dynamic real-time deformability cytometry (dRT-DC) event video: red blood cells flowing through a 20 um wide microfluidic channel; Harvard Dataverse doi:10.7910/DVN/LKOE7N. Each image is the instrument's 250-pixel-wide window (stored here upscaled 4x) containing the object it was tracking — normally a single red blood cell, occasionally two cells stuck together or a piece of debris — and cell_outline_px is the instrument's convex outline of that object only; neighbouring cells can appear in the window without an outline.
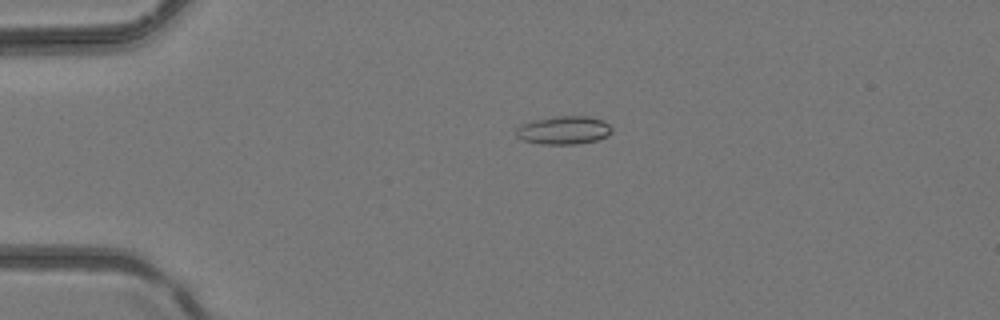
{"species": "common noctule bat (a hibernating species)", "species_latin": "Nyctalus noctula", "temperature_condition": "room temperature", "stored_images_in_passage": 43, "camera_frame_rate_fps": 3000, "um_per_image_px": 0.085, "animal": {"sex": "female", "body_mass_g": 24.6, "forearm_length_mm": 56.2}, "frame": {"image": 1, "passage_image": 10, "time_ms": 3.0, "image_size_px": [1000, 320], "cell_outline_px": [[612, 132], [608, 136], [596, 140], [576, 144], [540, 144], [520, 140], [516, 136], [516, 128], [520, 124], [552, 116], [592, 116], [604, 120], [612, 128]], "centroid_in_image_um": [47.92, 11.06], "position_along_channel_um": 37.1, "area_um2": 16.01}}
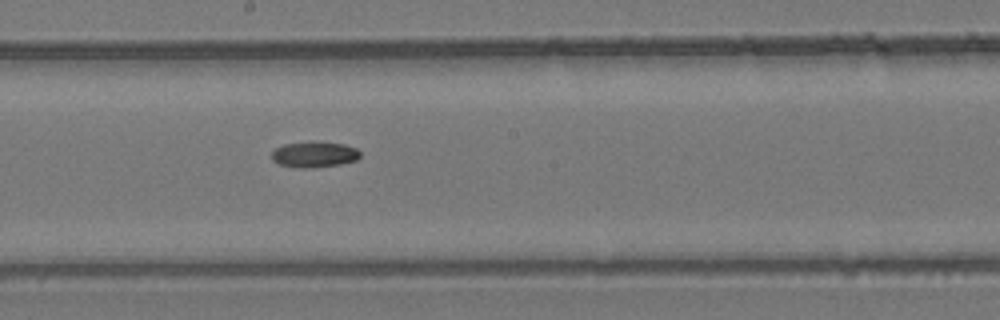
{"frame": {"image": 2, "passage_image": 24, "time_ms": 7.667, "image_size_px": [1000, 320], "cell_outline_px": [[360, 156], [356, 160], [340, 164], [312, 168], [300, 168], [280, 164], [272, 160], [272, 152], [276, 148], [284, 144], [316, 140], [344, 144], [356, 148], [360, 152]], "centroid_in_image_um": [26.72, 13.11], "position_along_channel_um": 221.5, "area_um2": 13.47}}
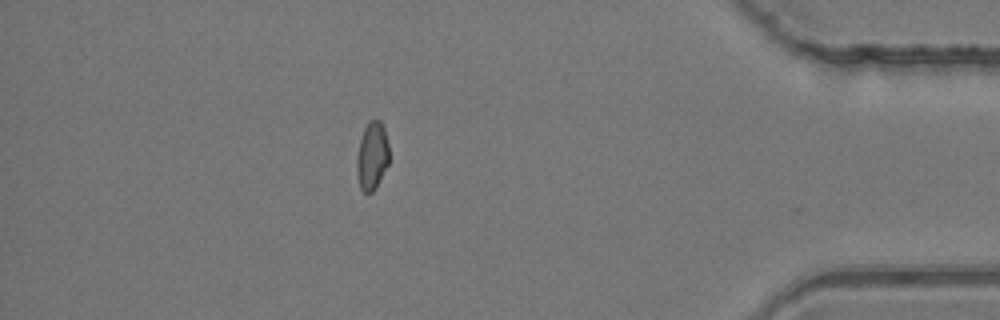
{"frame": {"image": 3, "passage_image": 38, "time_ms": 12.333, "image_size_px": [1000, 320], "cell_outline_px": [[388, 164], [372, 192], [364, 192], [360, 188], [356, 172], [356, 156], [360, 140], [364, 128], [368, 120], [380, 120], [384, 128], [388, 144]], "centroid_in_image_um": [31.6, 13.22], "position_along_channel_um": 403.6, "area_um2": 12.72}}